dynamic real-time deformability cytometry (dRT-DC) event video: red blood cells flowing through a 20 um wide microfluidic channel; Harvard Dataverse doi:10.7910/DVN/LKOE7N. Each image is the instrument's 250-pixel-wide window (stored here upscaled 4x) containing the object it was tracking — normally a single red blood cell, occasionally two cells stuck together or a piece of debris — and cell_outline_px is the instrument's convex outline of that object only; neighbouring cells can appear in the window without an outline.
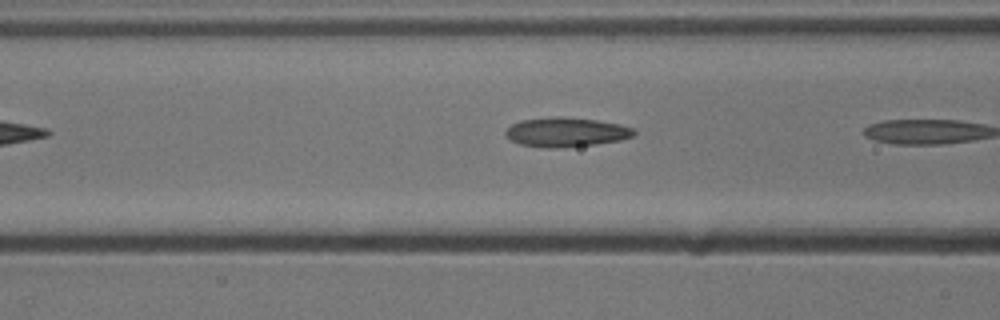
{"species": "common noctule bat (a hibernating species)", "species_latin": "Nyctalus noctula", "temperature_condition": "cold", "stored_images_in_passage": 5, "camera_frame_rate_fps": 3000, "um_per_image_px": 0.085, "animal": {"sex": "male", "body_mass_g": 13.3}, "frame": {"image": 1, "passage_image": 4, "time_ms": 1.0, "image_size_px": [1000, 320], "cell_outline_px": [[636, 136], [620, 140], [596, 144], [556, 148], [544, 148], [520, 144], [512, 140], [504, 132], [512, 124], [520, 120], [556, 116], [564, 116], [596, 120], [620, 124], [636, 128]], "centroid_in_image_um": [48.17, 11.22], "position_along_channel_um": 118.4, "area_um2": 22.14}}